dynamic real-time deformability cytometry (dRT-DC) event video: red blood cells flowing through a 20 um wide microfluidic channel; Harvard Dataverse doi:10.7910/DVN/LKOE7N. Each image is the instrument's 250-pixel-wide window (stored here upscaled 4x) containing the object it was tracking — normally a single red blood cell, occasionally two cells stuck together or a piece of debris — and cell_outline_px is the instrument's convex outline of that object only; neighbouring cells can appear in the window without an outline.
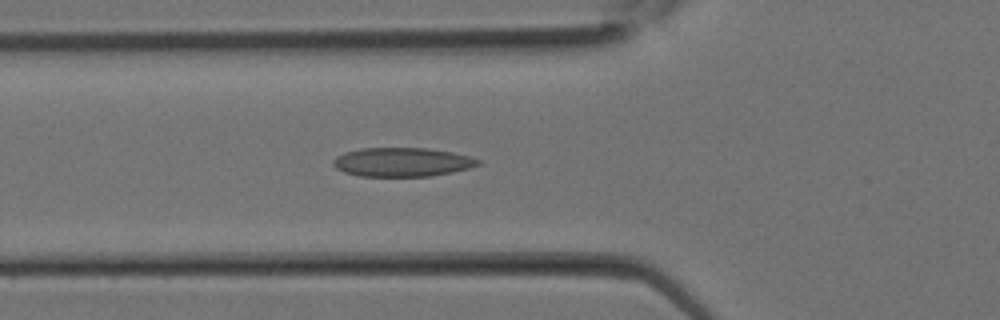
{"species": "Egyptian fruit bat (a non-hibernating species)", "species_latin": "Rousettus aegyptiacus", "temperature_condition": "room temperature", "stored_images_in_passage": 27, "camera_frame_rate_fps": 3000, "um_per_image_px": 0.085, "animal": {"sex": "female"}, "frame": {"image": 1, "passage_image": 9, "time_ms": 2.667, "image_size_px": [1000, 320], "cell_outline_px": [[480, 164], [468, 168], [452, 172], [432, 176], [360, 176], [344, 172], [336, 168], [332, 164], [332, 160], [336, 156], [344, 152], [360, 148], [428, 148], [452, 152], [468, 156], [480, 160]], "centroid_in_image_um": [34.14, 13.77], "position_along_channel_um": 91.7, "area_um2": 24.45}}
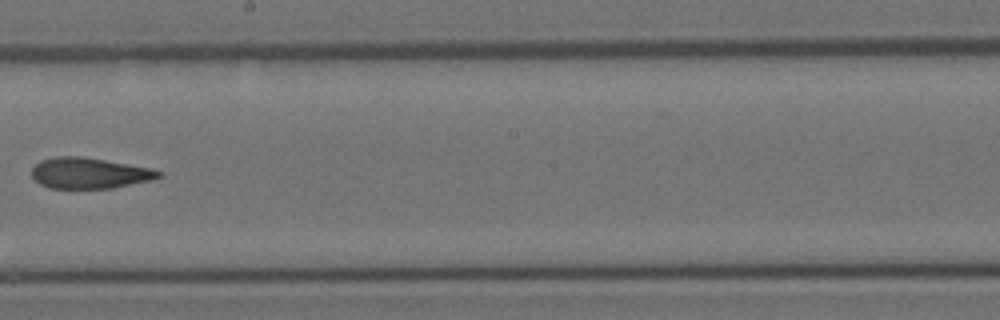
{"frame": {"image": 2, "passage_image": 15, "time_ms": 4.667, "image_size_px": [1000, 320], "cell_outline_px": [[164, 176], [152, 180], [112, 188], [48, 188], [40, 184], [32, 176], [32, 168], [40, 160], [56, 156], [84, 156], [152, 168], [164, 172]], "centroid_in_image_um": [7.64, 14.7], "position_along_channel_um": 240.6, "area_um2": 23.06}}
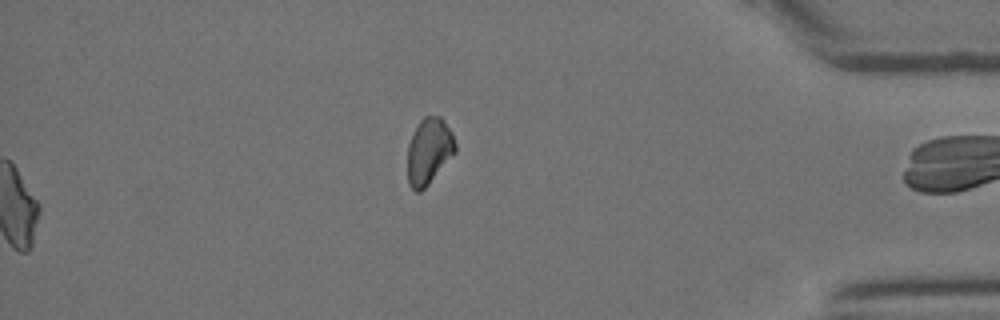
{"frame": {"image": 3, "passage_image": 27, "time_ms": 8.667, "image_size_px": [1000, 320], "cell_outline_px": [[456, 152], [428, 184], [420, 192], [416, 192], [408, 184], [408, 144], [412, 132], [416, 124], [424, 116], [440, 116], [444, 120], [452, 132], [456, 144]], "centroid_in_image_um": [36.45, 12.82], "position_along_channel_um": 398.7, "area_um2": 18.55}}